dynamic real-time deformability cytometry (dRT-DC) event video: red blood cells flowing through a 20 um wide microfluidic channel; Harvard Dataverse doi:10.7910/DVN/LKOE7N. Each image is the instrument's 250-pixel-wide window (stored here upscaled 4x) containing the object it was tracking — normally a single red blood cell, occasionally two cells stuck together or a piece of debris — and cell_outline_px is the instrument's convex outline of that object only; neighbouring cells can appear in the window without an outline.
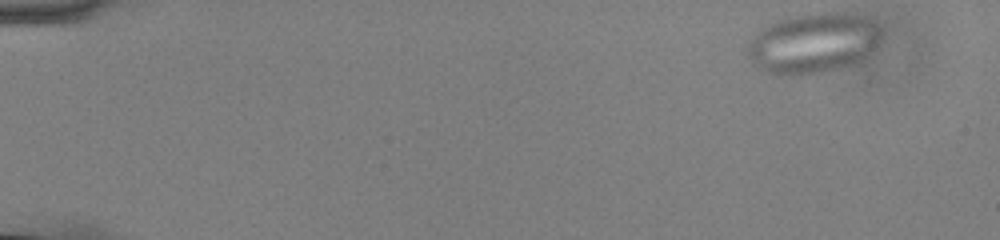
{"species": "common noctule bat (a hibernating species)", "species_latin": "Nyctalus noctula", "temperature_condition": "cold", "stored_images_in_passage": 53, "camera_frame_rate_fps": 3000, "um_per_image_px": 0.085, "animal": {"sex": "male", "body_mass_g": 13.0, "forearm_length_mm": 53.1}, "frame": {"image": 1, "passage_image": 2, "time_ms": 0.333, "image_size_px": [1000, 240], "cell_outline_px": [[880, 40], [860, 60], [852, 64], [840, 68], [824, 72], [800, 76], [788, 76], [772, 72], [760, 68], [752, 64], [748, 56], [748, 44], [756, 32], [768, 24], [776, 20], [796, 16], [820, 12], [844, 12], [856, 16], [876, 24], [880, 28]], "centroid_in_image_um": [69.06, 3.68], "position_along_channel_um": 15.9, "area_um2": 46.36}}
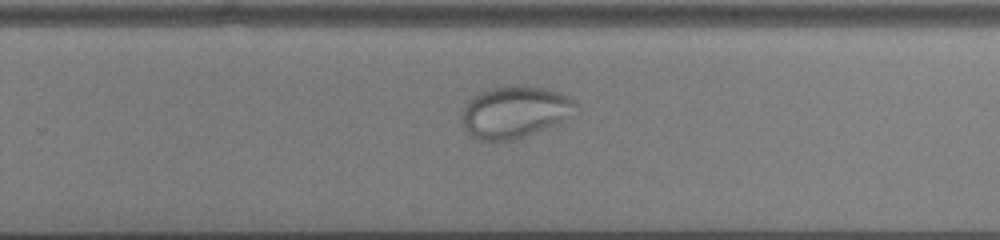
{"frame": {"image": 2, "passage_image": 35, "time_ms": 11.333, "image_size_px": [1000, 240], "cell_outline_px": [[580, 108], [560, 120], [552, 124], [524, 136], [512, 140], [480, 140], [472, 136], [468, 132], [464, 124], [464, 108], [468, 100], [480, 92], [492, 88], [508, 84], [528, 84], [560, 92], [568, 96]], "centroid_in_image_um": [43.75, 9.46], "position_along_channel_um": 286.0, "area_um2": 33.87}}
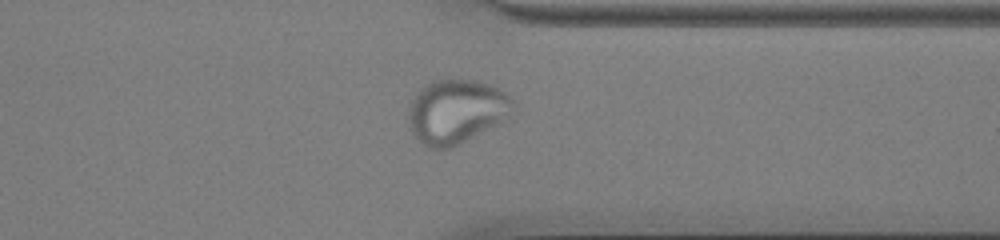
{"frame": {"image": 3, "passage_image": 42, "time_ms": 13.667, "image_size_px": [1000, 240], "cell_outline_px": [[512, 100], [504, 124], [448, 148], [428, 148], [412, 132], [408, 120], [408, 108], [412, 100], [420, 88], [432, 80], [476, 80], [488, 84], [504, 92]], "centroid_in_image_um": [38.77, 9.48], "position_along_channel_um": 372.6, "area_um2": 38.73}}